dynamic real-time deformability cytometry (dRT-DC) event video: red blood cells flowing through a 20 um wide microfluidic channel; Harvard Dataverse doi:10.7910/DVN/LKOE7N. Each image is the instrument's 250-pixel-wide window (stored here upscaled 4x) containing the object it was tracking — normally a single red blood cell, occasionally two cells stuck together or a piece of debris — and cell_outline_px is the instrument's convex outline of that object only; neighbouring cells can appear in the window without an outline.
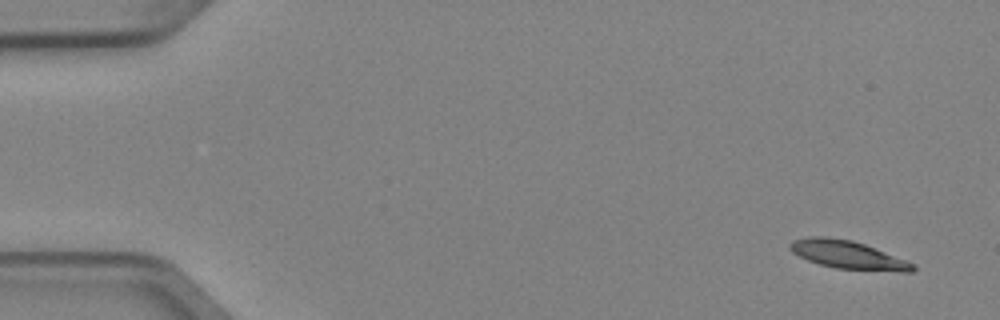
{"species": "Egyptian fruit bat (a non-hibernating species)", "species_latin": "Rousettus aegyptiacus", "temperature_condition": "cold", "stored_images_in_passage": 5, "camera_frame_rate_fps": 3000, "um_per_image_px": 0.085, "animal": {"sex": "female"}, "frame": {"image": 1, "passage_image": 1, "time_ms": 0.0, "image_size_px": [1000, 320], "cell_outline_px": [[916, 268], [912, 272], [900, 272], [836, 268], [820, 264], [808, 260], [792, 252], [788, 248], [788, 244], [792, 240], [808, 236], [828, 236], [852, 240], [864, 244], [916, 264]], "centroid_in_image_um": [72.05, 21.65], "position_along_channel_um": 12.9, "area_um2": 20.23}}